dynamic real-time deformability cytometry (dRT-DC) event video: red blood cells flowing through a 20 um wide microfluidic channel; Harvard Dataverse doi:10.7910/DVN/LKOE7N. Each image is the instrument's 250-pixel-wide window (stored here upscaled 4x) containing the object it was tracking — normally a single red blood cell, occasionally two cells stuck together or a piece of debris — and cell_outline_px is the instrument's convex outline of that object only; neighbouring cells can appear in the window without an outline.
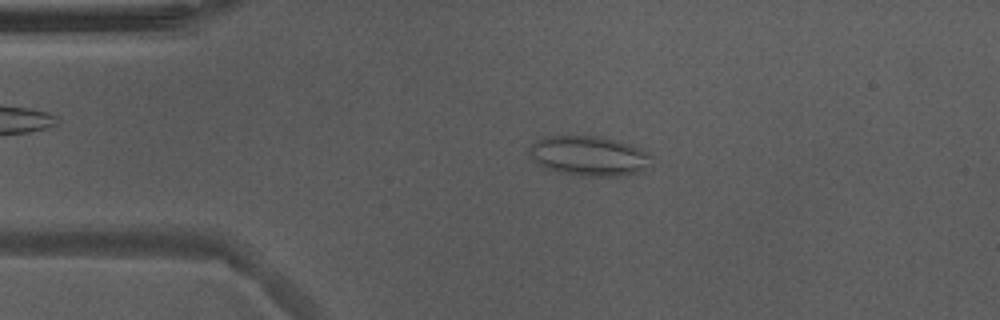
{"species": "Egyptian fruit bat (a non-hibernating species)", "species_latin": "Rousettus aegyptiacus", "temperature_condition": "warm", "stored_images_in_passage": 45, "camera_frame_rate_fps": 3000, "um_per_image_px": 0.085, "animal": {"sex": "male"}, "frame": {"image": 1, "passage_image": 10, "time_ms": 3.0, "image_size_px": [1000, 320], "cell_outline_px": [[652, 156], [644, 172], [624, 176], [580, 176], [556, 172], [536, 164], [528, 156], [528, 148], [536, 140], [544, 136], [600, 136], [616, 140], [628, 144], [648, 152]], "centroid_in_image_um": [50.02, 13.27], "position_along_channel_um": 35.0, "area_um2": 28.84}}
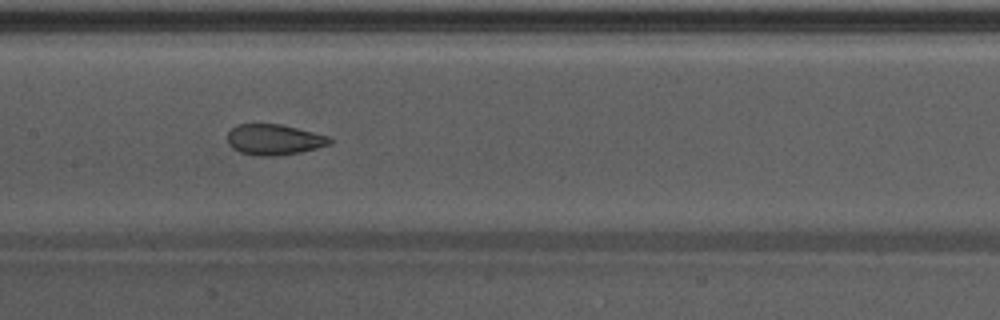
{"frame": {"image": 2, "passage_image": 24, "time_ms": 7.667, "image_size_px": [1000, 320], "cell_outline_px": [[332, 140], [328, 144], [316, 148], [300, 152], [272, 156], [256, 156], [240, 152], [232, 148], [228, 144], [228, 132], [236, 124], [280, 124], [328, 136]], "centroid_in_image_um": [23.24, 11.87], "position_along_channel_um": 184.2, "area_um2": 18.09}}
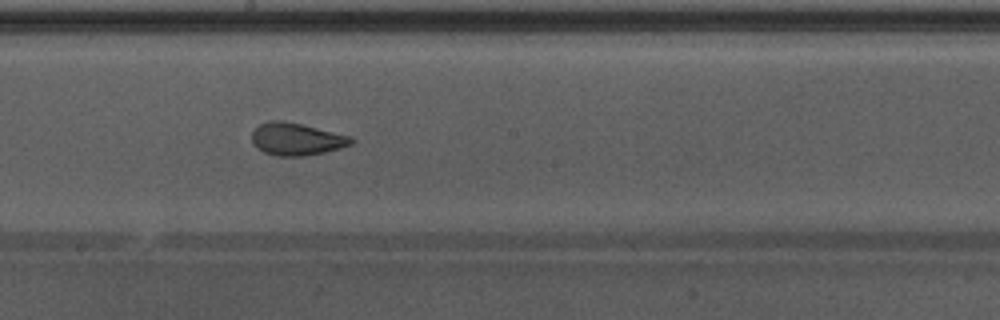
{"frame": {"image": 3, "passage_image": 27, "time_ms": 8.667, "image_size_px": [1000, 320], "cell_outline_px": [[356, 140], [352, 144], [340, 148], [324, 152], [304, 156], [276, 156], [264, 152], [252, 144], [252, 132], [260, 124], [272, 120], [284, 120], [352, 136]], "centroid_in_image_um": [25.22, 11.82], "position_along_channel_um": 223.0, "area_um2": 18.84}}